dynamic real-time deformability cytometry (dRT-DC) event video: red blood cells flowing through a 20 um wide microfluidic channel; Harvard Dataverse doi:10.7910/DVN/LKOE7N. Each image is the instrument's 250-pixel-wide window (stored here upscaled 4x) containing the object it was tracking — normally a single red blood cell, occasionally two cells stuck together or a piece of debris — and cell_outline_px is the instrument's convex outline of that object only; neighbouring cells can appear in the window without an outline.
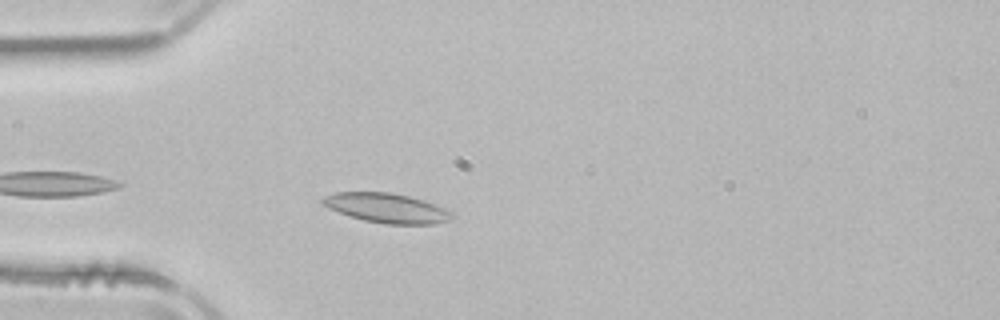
{"species": "common noctule bat (a hibernating species)", "species_latin": "Nyctalus noctula", "temperature_condition": "room temperature", "stored_images_in_passage": 28, "camera_frame_rate_fps": 3000, "um_per_image_px": 0.085, "animal": {"sex": "male", "body_mass_g": 21.5, "forearm_length_mm": 52.0}, "frame": {"image": 1, "passage_image": 3, "time_ms": 0.667, "image_size_px": [1000, 320], "cell_outline_px": [[452, 216], [448, 220], [436, 224], [384, 224], [364, 220], [328, 208], [320, 204], [320, 200], [324, 196], [336, 192], [392, 192], [424, 200], [444, 208], [452, 212]], "centroid_in_image_um": [32.84, 17.67], "position_along_channel_um": 52.2, "area_um2": 22.2}}
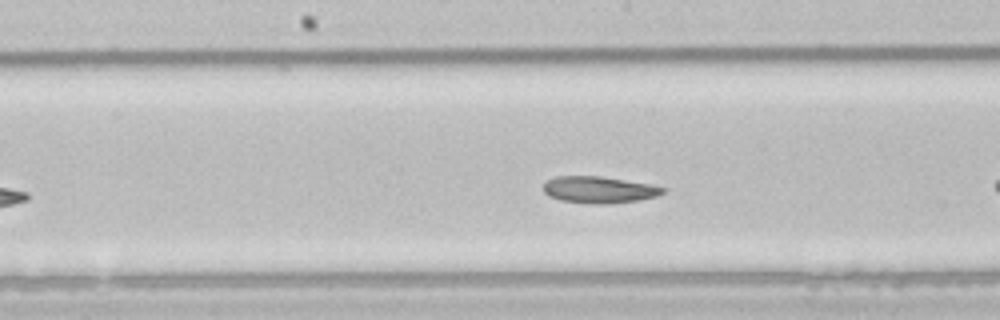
{"frame": {"image": 2, "passage_image": 12, "time_ms": 3.667, "image_size_px": [1000, 320], "cell_outline_px": [[664, 192], [656, 196], [640, 200], [608, 204], [588, 204], [560, 200], [548, 196], [544, 192], [544, 184], [548, 180], [556, 176], [600, 176], [648, 184], [664, 188]], "centroid_in_image_um": [50.87, 16.14], "position_along_channel_um": 197.3, "area_um2": 18.5}}
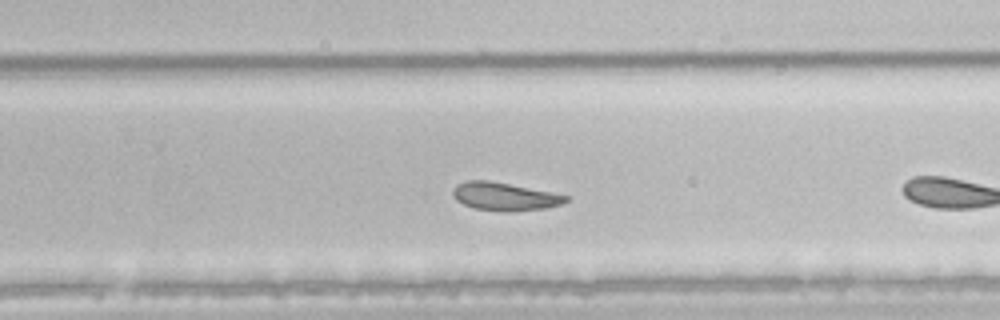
{"frame": {"image": 3, "passage_image": 19, "time_ms": 6.0, "image_size_px": [1000, 320], "cell_outline_px": [[568, 200], [560, 204], [544, 208], [508, 212], [476, 208], [464, 204], [456, 200], [452, 192], [456, 184], [468, 180], [488, 180], [552, 192], [568, 196]], "centroid_in_image_um": [42.87, 16.69], "position_along_channel_um": 286.9, "area_um2": 18.21}, "authors_computed_cell_mechanics": {"area_um2": 18.9006, "velocity_mm_per_s": 3.8573, "shape_relaxation_time_tau1_ms": null, "shape_relaxation_time_tau2_ms": 3.8538, "deformation_change_tau1": null, "deformation_change_tau2": 0.0945}}